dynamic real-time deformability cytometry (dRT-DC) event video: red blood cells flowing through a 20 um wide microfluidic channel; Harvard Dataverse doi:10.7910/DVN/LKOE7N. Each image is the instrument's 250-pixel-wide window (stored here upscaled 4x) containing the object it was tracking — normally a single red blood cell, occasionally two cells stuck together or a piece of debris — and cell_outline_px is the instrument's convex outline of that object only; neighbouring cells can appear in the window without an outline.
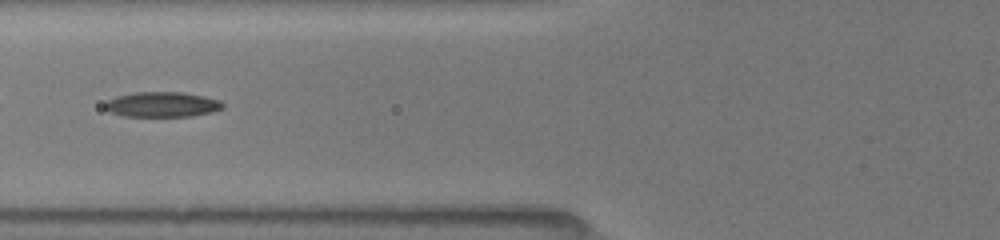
{"species": "common noctule bat (a hibernating species)", "species_latin": "Nyctalus noctula", "temperature_condition": "room temperature", "stored_images_in_passage": 52, "segment_of_instrument_passage": [2, 2], "camera_frame_rate_fps": 3000, "um_per_image_px": 0.085, "animal": {"sex": "female", "body_mass_g": 19.5, "forearm_length_mm": 54.1}, "frame": {"image": 1, "passage_image": 22, "time_ms": 7.0, "image_size_px": [1000, 240], "cell_outline_px": [[224, 108], [212, 112], [192, 116], [124, 116], [112, 112], [104, 108], [104, 104], [108, 100], [116, 96], [136, 92], [180, 92], [204, 96], [220, 100], [224, 104]], "centroid_in_image_um": [13.8, 8.88], "position_along_channel_um": 112.0, "area_um2": 17.22}}
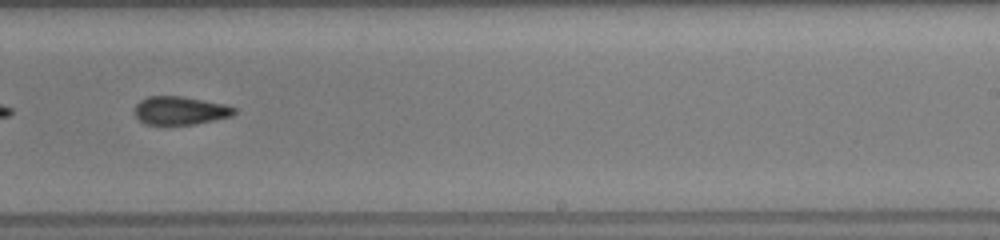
{"frame": {"image": 2, "passage_image": 34, "time_ms": 11.0, "image_size_px": [1000, 240], "cell_outline_px": [[236, 112], [232, 116], [196, 124], [144, 124], [132, 112], [136, 104], [140, 100], [148, 96], [180, 96], [224, 104], [236, 108]], "centroid_in_image_um": [15.28, 9.39], "position_along_channel_um": 273.7, "area_um2": 16.42}}
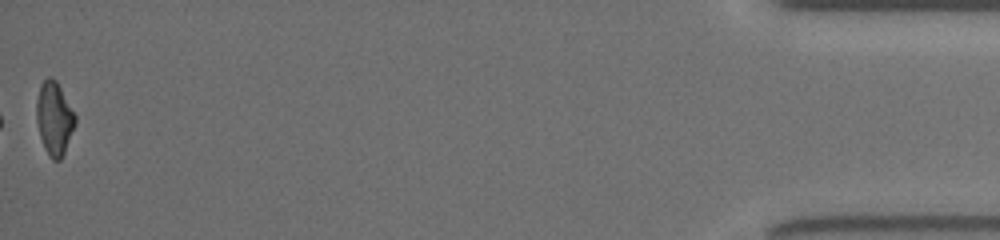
{"frame": {"image": 3, "passage_image": 52, "time_ms": 17.0, "image_size_px": [1000, 240], "cell_outline_px": [[76, 124], [64, 152], [60, 160], [52, 160], [48, 156], [44, 148], [40, 136], [36, 120], [36, 100], [40, 84], [48, 76], [52, 76], [56, 80], [76, 116]], "centroid_in_image_um": [4.6, 10.06], "position_along_channel_um": 430.6, "area_um2": 16.59}}